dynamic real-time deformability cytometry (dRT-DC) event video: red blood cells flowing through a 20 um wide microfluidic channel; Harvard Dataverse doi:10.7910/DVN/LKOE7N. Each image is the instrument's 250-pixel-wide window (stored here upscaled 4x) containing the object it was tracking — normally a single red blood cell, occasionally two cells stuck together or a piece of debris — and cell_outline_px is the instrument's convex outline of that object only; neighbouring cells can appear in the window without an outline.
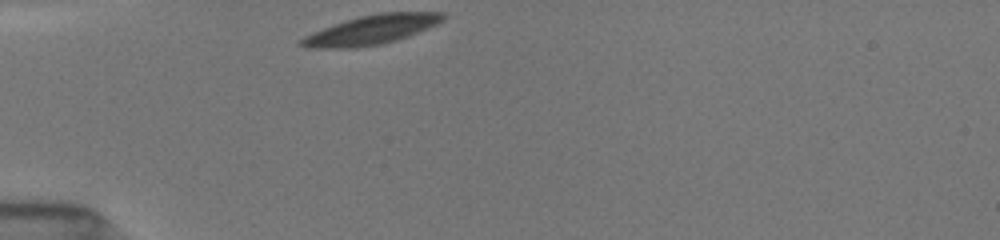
{"species": "common noctule bat (a hibernating species)", "species_latin": "Nyctalus noctula", "temperature_condition": "room temperature", "stored_images_in_passage": 7, "camera_frame_rate_fps": 3000, "um_per_image_px": 0.085, "animal": {"sex": "female", "body_mass_g": 19.5, "forearm_length_mm": 54.1}, "frame": {"image": 1, "passage_image": 1, "time_ms": 0.0, "image_size_px": [1000, 240], "cell_outline_px": [[444, 20], [428, 28], [408, 36], [384, 44], [356, 48], [308, 48], [300, 44], [300, 40], [304, 36], [312, 32], [360, 16], [380, 12], [444, 12]], "centroid_in_image_um": [31.59, 2.54], "position_along_channel_um": 53.4, "area_um2": 23.99}}
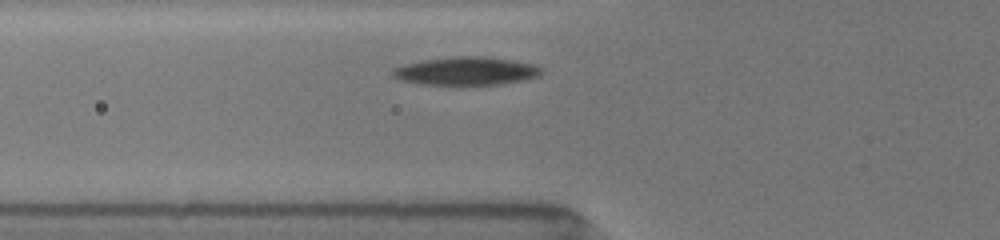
{"frame": {"image": 2, "passage_image": 4, "time_ms": 1.333, "image_size_px": [1000, 240], "cell_outline_px": [[544, 72], [536, 76], [524, 80], [500, 84], [464, 88], [460, 88], [428, 84], [404, 80], [392, 76], [392, 68], [408, 64], [428, 60], [460, 56], [484, 56], [532, 64], [544, 68]], "centroid_in_image_um": [39.68, 6.09], "position_along_channel_um": 86.1, "area_um2": 24.8}}
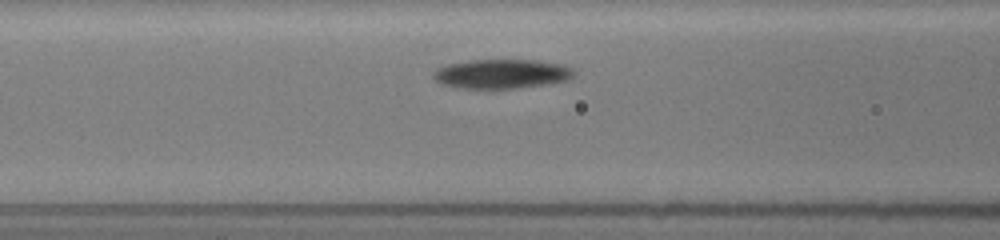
{"frame": {"image": 3, "passage_image": 6, "time_ms": 2.333, "image_size_px": [1000, 240], "cell_outline_px": [[576, 72], [568, 80], [548, 84], [516, 88], [460, 88], [444, 84], [436, 80], [432, 76], [440, 68], [448, 64], [468, 60], [536, 60], [564, 64], [572, 68]], "centroid_in_image_um": [42.71, 6.27], "position_along_channel_um": 123.9, "area_um2": 23.87}}